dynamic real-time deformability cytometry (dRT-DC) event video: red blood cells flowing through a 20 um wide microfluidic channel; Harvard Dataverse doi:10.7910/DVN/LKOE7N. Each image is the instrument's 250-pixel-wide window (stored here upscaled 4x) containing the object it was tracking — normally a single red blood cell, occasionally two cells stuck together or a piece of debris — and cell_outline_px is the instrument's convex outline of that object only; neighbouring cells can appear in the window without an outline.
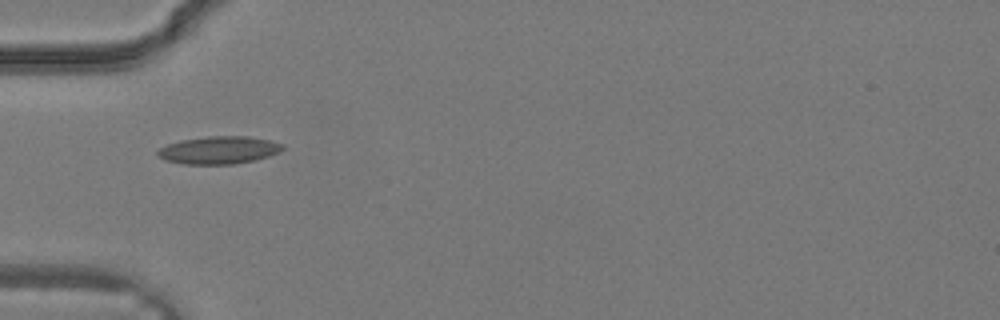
{"species": "common noctule bat (a hibernating species)", "species_latin": "Nyctalus noctula", "temperature_condition": "warm", "stored_images_in_passage": 23, "camera_frame_rate_fps": 3000, "um_per_image_px": 0.085, "animal": {"sex": "male", "body_mass_g": 19.2, "forearm_length_mm": 51.8}, "frame": {"image": 1, "passage_image": 1, "time_ms": 0.0, "image_size_px": [1000, 320], "cell_outline_px": [[284, 148], [280, 152], [256, 160], [236, 164], [184, 164], [164, 160], [156, 156], [156, 152], [160, 148], [168, 144], [180, 140], [208, 136], [248, 136], [268, 140], [284, 144]], "centroid_in_image_um": [18.6, 12.76], "position_along_channel_um": 66.4, "area_um2": 20.29}}
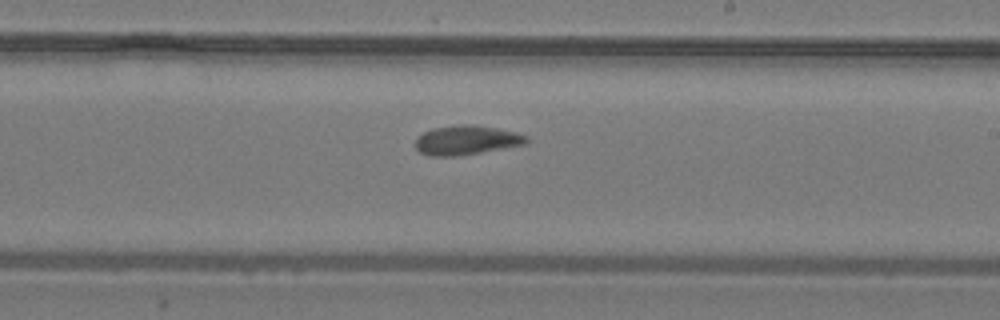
{"frame": {"image": 2, "passage_image": 10, "time_ms": 3.0, "image_size_px": [1000, 320], "cell_outline_px": [[528, 144], [456, 156], [428, 156], [420, 152], [416, 148], [416, 136], [432, 128], [460, 124], [472, 124], [496, 128], [516, 132], [528, 136]], "centroid_in_image_um": [39.65, 11.9], "position_along_channel_um": 249.4, "area_um2": 19.07}}
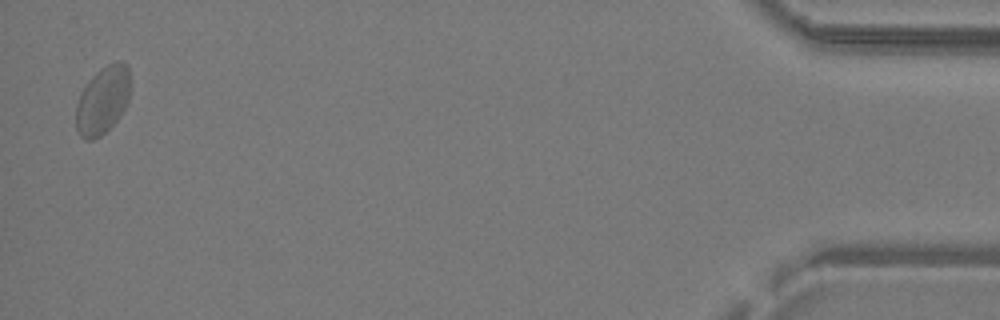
{"frame": {"image": 3, "passage_image": 23, "time_ms": 7.333, "image_size_px": [1000, 320], "cell_outline_px": [[132, 88], [128, 100], [120, 116], [100, 136], [92, 140], [84, 140], [80, 136], [76, 128], [76, 104], [80, 92], [88, 80], [100, 68], [116, 60], [120, 60], [128, 64], [132, 80]], "centroid_in_image_um": [8.76, 8.46], "position_along_channel_um": 426.4, "area_um2": 22.02}}